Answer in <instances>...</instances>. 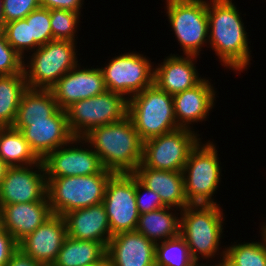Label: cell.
Masks as SVG:
<instances>
[{"label": "cell", "mask_w": 266, "mask_h": 266, "mask_svg": "<svg viewBox=\"0 0 266 266\" xmlns=\"http://www.w3.org/2000/svg\"><path fill=\"white\" fill-rule=\"evenodd\" d=\"M234 0H207L209 21L208 48L222 66L235 74L247 71L253 58L251 41L241 12Z\"/></svg>", "instance_id": "6da1fadb"}, {"label": "cell", "mask_w": 266, "mask_h": 266, "mask_svg": "<svg viewBox=\"0 0 266 266\" xmlns=\"http://www.w3.org/2000/svg\"><path fill=\"white\" fill-rule=\"evenodd\" d=\"M104 168L113 173H134L142 162L143 140L129 116L92 129L83 137Z\"/></svg>", "instance_id": "7a4b0ae2"}, {"label": "cell", "mask_w": 266, "mask_h": 266, "mask_svg": "<svg viewBox=\"0 0 266 266\" xmlns=\"http://www.w3.org/2000/svg\"><path fill=\"white\" fill-rule=\"evenodd\" d=\"M224 211L221 205L202 204L188 205L181 210L180 235L196 261L213 262L216 257L217 262L224 260L226 246L221 245L226 225Z\"/></svg>", "instance_id": "3957f363"}, {"label": "cell", "mask_w": 266, "mask_h": 266, "mask_svg": "<svg viewBox=\"0 0 266 266\" xmlns=\"http://www.w3.org/2000/svg\"><path fill=\"white\" fill-rule=\"evenodd\" d=\"M216 145L214 140H200L189 153L182 173L185 196L190 205H220L214 199L223 176Z\"/></svg>", "instance_id": "277c9868"}, {"label": "cell", "mask_w": 266, "mask_h": 266, "mask_svg": "<svg viewBox=\"0 0 266 266\" xmlns=\"http://www.w3.org/2000/svg\"><path fill=\"white\" fill-rule=\"evenodd\" d=\"M78 42L52 40L24 58L23 72L28 88L50 90L58 80L76 67Z\"/></svg>", "instance_id": "5b68a950"}, {"label": "cell", "mask_w": 266, "mask_h": 266, "mask_svg": "<svg viewBox=\"0 0 266 266\" xmlns=\"http://www.w3.org/2000/svg\"><path fill=\"white\" fill-rule=\"evenodd\" d=\"M113 174L104 168L93 175L47 179V198L52 213L63 217L70 211L102 203L107 182Z\"/></svg>", "instance_id": "8992f818"}, {"label": "cell", "mask_w": 266, "mask_h": 266, "mask_svg": "<svg viewBox=\"0 0 266 266\" xmlns=\"http://www.w3.org/2000/svg\"><path fill=\"white\" fill-rule=\"evenodd\" d=\"M128 116L143 141L179 129L173 95L154 83L128 99Z\"/></svg>", "instance_id": "52a82bcc"}, {"label": "cell", "mask_w": 266, "mask_h": 266, "mask_svg": "<svg viewBox=\"0 0 266 266\" xmlns=\"http://www.w3.org/2000/svg\"><path fill=\"white\" fill-rule=\"evenodd\" d=\"M165 5V15L183 51L181 54L201 57L209 39L207 0H171Z\"/></svg>", "instance_id": "ba28073f"}, {"label": "cell", "mask_w": 266, "mask_h": 266, "mask_svg": "<svg viewBox=\"0 0 266 266\" xmlns=\"http://www.w3.org/2000/svg\"><path fill=\"white\" fill-rule=\"evenodd\" d=\"M69 131L84 137L92 129L118 122L128 116V99L119 93H104L73 102L66 109Z\"/></svg>", "instance_id": "9c48e42d"}, {"label": "cell", "mask_w": 266, "mask_h": 266, "mask_svg": "<svg viewBox=\"0 0 266 266\" xmlns=\"http://www.w3.org/2000/svg\"><path fill=\"white\" fill-rule=\"evenodd\" d=\"M154 64L148 56L131 50L119 53L99 68L106 89L130 99L153 84Z\"/></svg>", "instance_id": "30bf717a"}, {"label": "cell", "mask_w": 266, "mask_h": 266, "mask_svg": "<svg viewBox=\"0 0 266 266\" xmlns=\"http://www.w3.org/2000/svg\"><path fill=\"white\" fill-rule=\"evenodd\" d=\"M199 130L179 128L143 141L142 162L138 167L182 171L190 151L203 139Z\"/></svg>", "instance_id": "8fae6325"}, {"label": "cell", "mask_w": 266, "mask_h": 266, "mask_svg": "<svg viewBox=\"0 0 266 266\" xmlns=\"http://www.w3.org/2000/svg\"><path fill=\"white\" fill-rule=\"evenodd\" d=\"M102 203L112 235L136 231L140 214L136 204L133 173H114L107 182Z\"/></svg>", "instance_id": "7c38bea8"}, {"label": "cell", "mask_w": 266, "mask_h": 266, "mask_svg": "<svg viewBox=\"0 0 266 266\" xmlns=\"http://www.w3.org/2000/svg\"><path fill=\"white\" fill-rule=\"evenodd\" d=\"M42 161L46 179L93 175L104 169L99 156L83 137H73Z\"/></svg>", "instance_id": "4fadbf2b"}, {"label": "cell", "mask_w": 266, "mask_h": 266, "mask_svg": "<svg viewBox=\"0 0 266 266\" xmlns=\"http://www.w3.org/2000/svg\"><path fill=\"white\" fill-rule=\"evenodd\" d=\"M37 201H48L43 161L9 167L0 184V206Z\"/></svg>", "instance_id": "5bb4252c"}, {"label": "cell", "mask_w": 266, "mask_h": 266, "mask_svg": "<svg viewBox=\"0 0 266 266\" xmlns=\"http://www.w3.org/2000/svg\"><path fill=\"white\" fill-rule=\"evenodd\" d=\"M94 67V65L92 67L89 65L88 68L79 63L64 74L50 89L58 108L65 110L73 102L88 99L107 90L99 66Z\"/></svg>", "instance_id": "9a60e30c"}, {"label": "cell", "mask_w": 266, "mask_h": 266, "mask_svg": "<svg viewBox=\"0 0 266 266\" xmlns=\"http://www.w3.org/2000/svg\"><path fill=\"white\" fill-rule=\"evenodd\" d=\"M204 77L196 86L173 95L174 115L179 128L195 131L193 124L208 121L212 108H215L217 88L212 79Z\"/></svg>", "instance_id": "2e32d148"}, {"label": "cell", "mask_w": 266, "mask_h": 266, "mask_svg": "<svg viewBox=\"0 0 266 266\" xmlns=\"http://www.w3.org/2000/svg\"><path fill=\"white\" fill-rule=\"evenodd\" d=\"M20 132L41 160L74 137L69 131L66 111L60 108L46 120L29 121Z\"/></svg>", "instance_id": "e0dca14e"}, {"label": "cell", "mask_w": 266, "mask_h": 266, "mask_svg": "<svg viewBox=\"0 0 266 266\" xmlns=\"http://www.w3.org/2000/svg\"><path fill=\"white\" fill-rule=\"evenodd\" d=\"M67 237L64 217L53 214L19 243V249L44 266H52Z\"/></svg>", "instance_id": "ac0fdd59"}, {"label": "cell", "mask_w": 266, "mask_h": 266, "mask_svg": "<svg viewBox=\"0 0 266 266\" xmlns=\"http://www.w3.org/2000/svg\"><path fill=\"white\" fill-rule=\"evenodd\" d=\"M195 55L169 54L154 66L153 83L170 95L196 86L203 78L196 66Z\"/></svg>", "instance_id": "d6986e66"}, {"label": "cell", "mask_w": 266, "mask_h": 266, "mask_svg": "<svg viewBox=\"0 0 266 266\" xmlns=\"http://www.w3.org/2000/svg\"><path fill=\"white\" fill-rule=\"evenodd\" d=\"M156 243L137 231L111 237L106 256L111 266H155Z\"/></svg>", "instance_id": "ffe728a7"}, {"label": "cell", "mask_w": 266, "mask_h": 266, "mask_svg": "<svg viewBox=\"0 0 266 266\" xmlns=\"http://www.w3.org/2000/svg\"><path fill=\"white\" fill-rule=\"evenodd\" d=\"M53 215L49 201L0 206V227L19 243Z\"/></svg>", "instance_id": "44dd1931"}, {"label": "cell", "mask_w": 266, "mask_h": 266, "mask_svg": "<svg viewBox=\"0 0 266 266\" xmlns=\"http://www.w3.org/2000/svg\"><path fill=\"white\" fill-rule=\"evenodd\" d=\"M63 217L68 237L99 242L107 248L113 235L103 203L70 211Z\"/></svg>", "instance_id": "7402d4cb"}, {"label": "cell", "mask_w": 266, "mask_h": 266, "mask_svg": "<svg viewBox=\"0 0 266 266\" xmlns=\"http://www.w3.org/2000/svg\"><path fill=\"white\" fill-rule=\"evenodd\" d=\"M146 187L156 192L166 207L183 210L190 205L185 196L182 171L137 167L133 173Z\"/></svg>", "instance_id": "603a6c76"}, {"label": "cell", "mask_w": 266, "mask_h": 266, "mask_svg": "<svg viewBox=\"0 0 266 266\" xmlns=\"http://www.w3.org/2000/svg\"><path fill=\"white\" fill-rule=\"evenodd\" d=\"M180 212L164 207L140 214L136 231L155 243L174 238L180 234Z\"/></svg>", "instance_id": "cb8c5ba5"}, {"label": "cell", "mask_w": 266, "mask_h": 266, "mask_svg": "<svg viewBox=\"0 0 266 266\" xmlns=\"http://www.w3.org/2000/svg\"><path fill=\"white\" fill-rule=\"evenodd\" d=\"M57 109L51 90L27 88L22 95L13 128L20 131L29 121L46 120Z\"/></svg>", "instance_id": "d4e9b609"}, {"label": "cell", "mask_w": 266, "mask_h": 266, "mask_svg": "<svg viewBox=\"0 0 266 266\" xmlns=\"http://www.w3.org/2000/svg\"><path fill=\"white\" fill-rule=\"evenodd\" d=\"M107 248L99 242L66 237L52 266H90L106 257Z\"/></svg>", "instance_id": "484cf974"}, {"label": "cell", "mask_w": 266, "mask_h": 266, "mask_svg": "<svg viewBox=\"0 0 266 266\" xmlns=\"http://www.w3.org/2000/svg\"><path fill=\"white\" fill-rule=\"evenodd\" d=\"M0 158L9 167L28 166L41 161L23 134L13 127L0 128Z\"/></svg>", "instance_id": "4316f807"}, {"label": "cell", "mask_w": 266, "mask_h": 266, "mask_svg": "<svg viewBox=\"0 0 266 266\" xmlns=\"http://www.w3.org/2000/svg\"><path fill=\"white\" fill-rule=\"evenodd\" d=\"M27 88L24 73L0 75V128L13 127Z\"/></svg>", "instance_id": "83f0119b"}, {"label": "cell", "mask_w": 266, "mask_h": 266, "mask_svg": "<svg viewBox=\"0 0 266 266\" xmlns=\"http://www.w3.org/2000/svg\"><path fill=\"white\" fill-rule=\"evenodd\" d=\"M259 234V241H234L232 245H226V266H266V236L261 232Z\"/></svg>", "instance_id": "f1b7e54d"}, {"label": "cell", "mask_w": 266, "mask_h": 266, "mask_svg": "<svg viewBox=\"0 0 266 266\" xmlns=\"http://www.w3.org/2000/svg\"><path fill=\"white\" fill-rule=\"evenodd\" d=\"M196 262L180 234L156 243L155 266H193Z\"/></svg>", "instance_id": "f546056e"}, {"label": "cell", "mask_w": 266, "mask_h": 266, "mask_svg": "<svg viewBox=\"0 0 266 266\" xmlns=\"http://www.w3.org/2000/svg\"><path fill=\"white\" fill-rule=\"evenodd\" d=\"M82 15L77 12L51 9L50 10V25L52 29L53 40H68L77 42L78 31L80 27V17ZM78 30V31H77ZM77 39V40H76Z\"/></svg>", "instance_id": "4dcf8cb0"}, {"label": "cell", "mask_w": 266, "mask_h": 266, "mask_svg": "<svg viewBox=\"0 0 266 266\" xmlns=\"http://www.w3.org/2000/svg\"><path fill=\"white\" fill-rule=\"evenodd\" d=\"M3 32L8 43L23 58L40 47L34 39H31L30 22L25 18L6 23Z\"/></svg>", "instance_id": "1f68e13d"}, {"label": "cell", "mask_w": 266, "mask_h": 266, "mask_svg": "<svg viewBox=\"0 0 266 266\" xmlns=\"http://www.w3.org/2000/svg\"><path fill=\"white\" fill-rule=\"evenodd\" d=\"M25 19L30 22L31 39L40 46L53 40L49 9L40 6L29 13Z\"/></svg>", "instance_id": "d6a6232c"}, {"label": "cell", "mask_w": 266, "mask_h": 266, "mask_svg": "<svg viewBox=\"0 0 266 266\" xmlns=\"http://www.w3.org/2000/svg\"><path fill=\"white\" fill-rule=\"evenodd\" d=\"M24 58L18 54L0 32V75H14L23 72Z\"/></svg>", "instance_id": "836d02e7"}, {"label": "cell", "mask_w": 266, "mask_h": 266, "mask_svg": "<svg viewBox=\"0 0 266 266\" xmlns=\"http://www.w3.org/2000/svg\"><path fill=\"white\" fill-rule=\"evenodd\" d=\"M135 198L139 214L148 213L166 207L162 203L160 196L146 187L136 176Z\"/></svg>", "instance_id": "e575fe53"}, {"label": "cell", "mask_w": 266, "mask_h": 266, "mask_svg": "<svg viewBox=\"0 0 266 266\" xmlns=\"http://www.w3.org/2000/svg\"><path fill=\"white\" fill-rule=\"evenodd\" d=\"M40 7L39 0H3L4 22L24 19L33 10Z\"/></svg>", "instance_id": "d590c367"}, {"label": "cell", "mask_w": 266, "mask_h": 266, "mask_svg": "<svg viewBox=\"0 0 266 266\" xmlns=\"http://www.w3.org/2000/svg\"><path fill=\"white\" fill-rule=\"evenodd\" d=\"M19 249L18 242L0 227V266H6L12 255Z\"/></svg>", "instance_id": "8d00e7d4"}, {"label": "cell", "mask_w": 266, "mask_h": 266, "mask_svg": "<svg viewBox=\"0 0 266 266\" xmlns=\"http://www.w3.org/2000/svg\"><path fill=\"white\" fill-rule=\"evenodd\" d=\"M85 0H39L40 6L51 9H63L82 14Z\"/></svg>", "instance_id": "74e56055"}, {"label": "cell", "mask_w": 266, "mask_h": 266, "mask_svg": "<svg viewBox=\"0 0 266 266\" xmlns=\"http://www.w3.org/2000/svg\"><path fill=\"white\" fill-rule=\"evenodd\" d=\"M6 266H44L18 249L10 258Z\"/></svg>", "instance_id": "f35d334b"}, {"label": "cell", "mask_w": 266, "mask_h": 266, "mask_svg": "<svg viewBox=\"0 0 266 266\" xmlns=\"http://www.w3.org/2000/svg\"><path fill=\"white\" fill-rule=\"evenodd\" d=\"M210 263V264H209ZM213 263V264H212ZM193 266H226V263L224 262V260L222 261H213V262H201L197 261Z\"/></svg>", "instance_id": "ab89813d"}, {"label": "cell", "mask_w": 266, "mask_h": 266, "mask_svg": "<svg viewBox=\"0 0 266 266\" xmlns=\"http://www.w3.org/2000/svg\"><path fill=\"white\" fill-rule=\"evenodd\" d=\"M9 166L0 158V184L2 179L5 177Z\"/></svg>", "instance_id": "60d3db41"}, {"label": "cell", "mask_w": 266, "mask_h": 266, "mask_svg": "<svg viewBox=\"0 0 266 266\" xmlns=\"http://www.w3.org/2000/svg\"><path fill=\"white\" fill-rule=\"evenodd\" d=\"M5 24L3 16V0H0V32L4 31Z\"/></svg>", "instance_id": "b9f144b4"}, {"label": "cell", "mask_w": 266, "mask_h": 266, "mask_svg": "<svg viewBox=\"0 0 266 266\" xmlns=\"http://www.w3.org/2000/svg\"><path fill=\"white\" fill-rule=\"evenodd\" d=\"M90 266H111L110 260L109 258L106 256L103 260H101L100 262L94 264V265H90Z\"/></svg>", "instance_id": "7bdbcfd3"}, {"label": "cell", "mask_w": 266, "mask_h": 266, "mask_svg": "<svg viewBox=\"0 0 266 266\" xmlns=\"http://www.w3.org/2000/svg\"><path fill=\"white\" fill-rule=\"evenodd\" d=\"M259 226L261 227L259 229V232L261 231V233H263L266 236V220L265 222H263V224H259Z\"/></svg>", "instance_id": "ee69618b"}]
</instances>
